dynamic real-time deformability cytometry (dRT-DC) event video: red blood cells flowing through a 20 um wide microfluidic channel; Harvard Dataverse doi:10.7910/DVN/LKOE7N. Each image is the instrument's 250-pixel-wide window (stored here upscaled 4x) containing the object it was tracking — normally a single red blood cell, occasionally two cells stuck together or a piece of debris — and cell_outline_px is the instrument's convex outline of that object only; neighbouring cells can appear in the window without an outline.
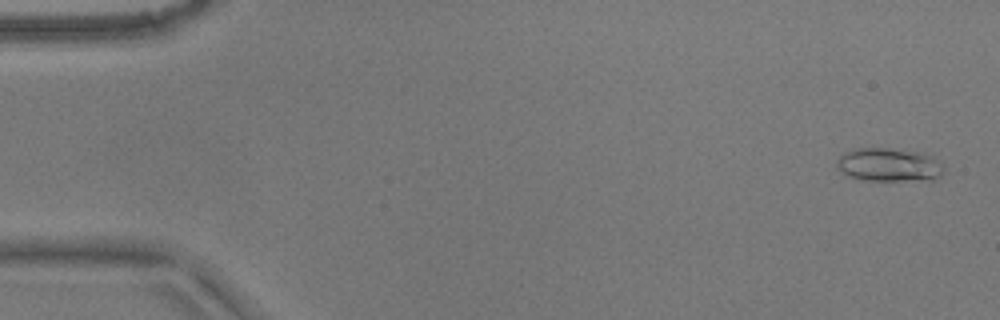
{"species": "common noctule bat (a hibernating species)", "species_latin": "Nyctalus noctula", "temperature_condition": "warm", "stored_images_in_passage": 30, "camera_frame_rate_fps": 3000, "um_per_image_px": 0.085, "animal": {"sex": "male", "body_mass_g": 17.9}, "frame": {"image": 1, "passage_image": 2, "time_ms": 0.333, "image_size_px": [1000, 320], "cell_outline_px": [[944, 172], [940, 176], [932, 180], [860, 180], [848, 176], [836, 168], [836, 160], [844, 152], [856, 148], [884, 148], [924, 152], [940, 160], [944, 164]], "centroid_in_image_um": [75.58, 14.0], "position_along_channel_um": 9.4, "area_um2": 21.27}}
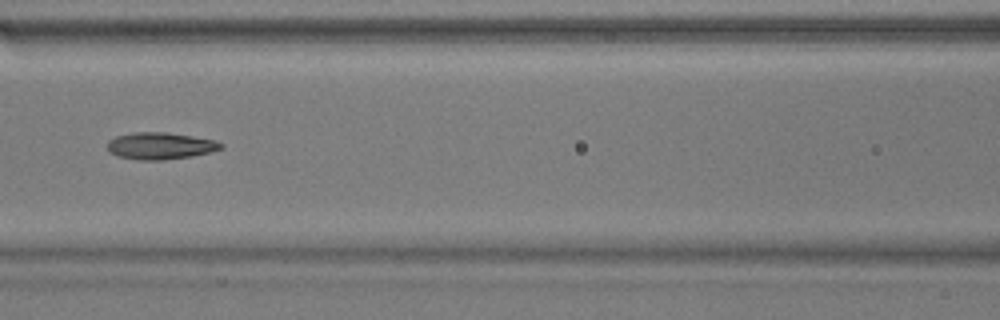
{"frame": {"image": 2, "passage_image": 24, "time_ms": 7.667, "image_size_px": [1000, 320], "cell_outline_px": [[224, 148], [212, 152], [192, 156], [160, 160], [140, 160], [116, 156], [108, 152], [108, 140], [116, 136], [132, 132], [164, 132], [192, 136], [216, 140], [224, 144]], "centroid_in_image_um": [13.63, 12.4], "position_along_channel_um": 153.0, "area_um2": 17.98}}
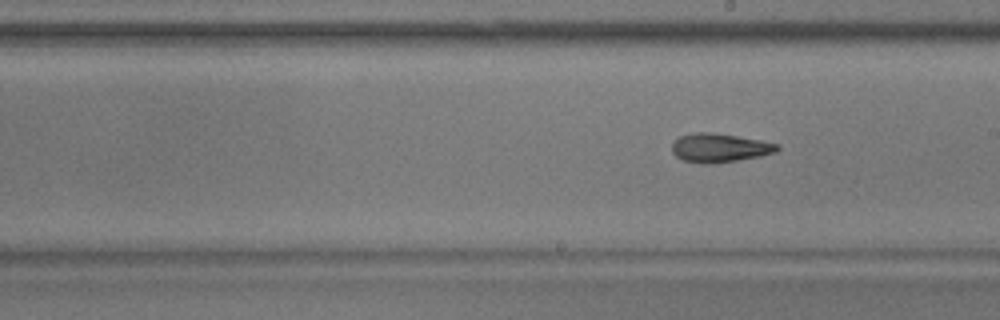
{"frame": {"image": 3, "passage_image": 30, "time_ms": 9.667, "image_size_px": [1000, 320], "cell_outline_px": [[780, 148], [776, 152], [760, 156], [712, 164], [704, 164], [684, 160], [676, 156], [672, 152], [672, 144], [680, 136], [692, 132], [708, 132], [736, 136], [760, 140], [780, 144]], "centroid_in_image_um": [61.17, 12.56], "position_along_channel_um": 227.8, "area_um2": 17.57}}